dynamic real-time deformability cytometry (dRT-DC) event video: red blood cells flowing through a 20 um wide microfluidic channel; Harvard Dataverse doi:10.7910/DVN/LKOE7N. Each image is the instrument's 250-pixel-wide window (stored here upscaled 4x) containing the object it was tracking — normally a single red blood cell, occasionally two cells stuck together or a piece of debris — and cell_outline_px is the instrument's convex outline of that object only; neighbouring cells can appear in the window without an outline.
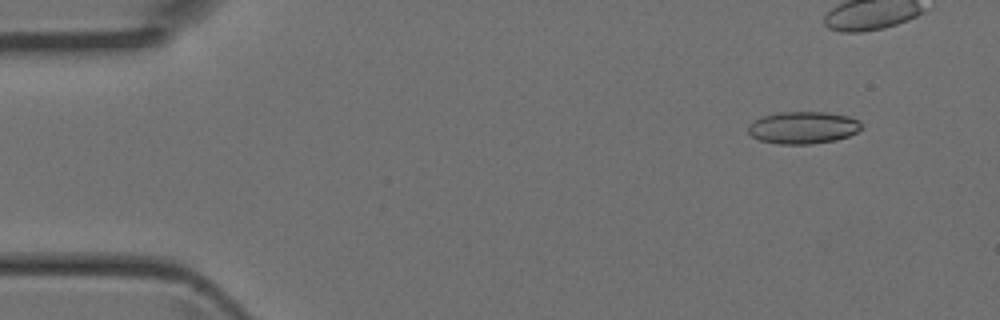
{"species": "Egyptian fruit bat (a non-hibernating species)", "species_latin": "Rousettus aegyptiacus", "temperature_condition": "room temperature", "stored_images_in_passage": 6, "camera_frame_rate_fps": 3000, "um_per_image_px": 0.085, "animal": {"sex": "female"}, "frame": {"image": 1, "passage_image": 2, "time_ms": 0.333, "image_size_px": [1000, 320], "cell_outline_px": [[864, 128], [848, 136], [836, 140], [812, 144], [780, 144], [760, 140], [752, 136], [748, 132], [748, 124], [764, 116], [780, 112], [824, 112], [848, 116], [860, 120]], "centroid_in_image_um": [68.3, 10.85], "position_along_channel_um": 16.7, "area_um2": 21.27}}